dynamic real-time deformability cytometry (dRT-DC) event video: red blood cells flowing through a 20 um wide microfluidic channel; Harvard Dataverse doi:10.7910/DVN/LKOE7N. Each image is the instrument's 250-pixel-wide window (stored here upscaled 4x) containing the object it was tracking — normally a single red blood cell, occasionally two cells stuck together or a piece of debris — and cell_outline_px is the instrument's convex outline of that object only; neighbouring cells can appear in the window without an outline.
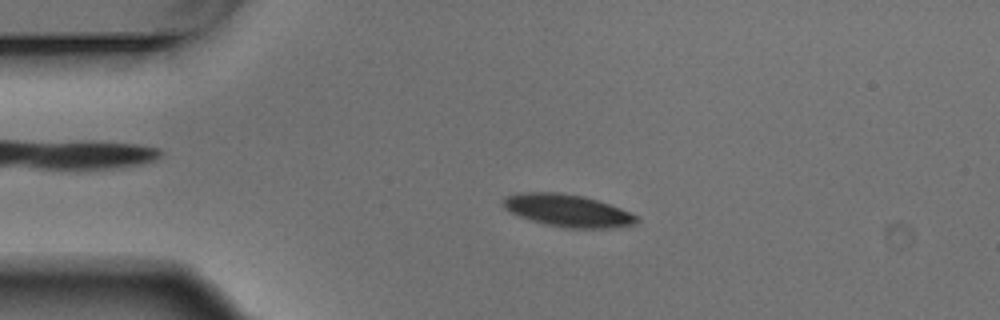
{"species": "Egyptian fruit bat (a non-hibernating species)", "species_latin": "Rousettus aegyptiacus", "temperature_condition": "warm", "stored_images_in_passage": 4, "camera_frame_rate_fps": 3000, "um_per_image_px": 0.085, "animal": {"sex": "male"}, "frame": {"image": 1, "passage_image": 3, "time_ms": 0.667, "image_size_px": [1000, 320], "cell_outline_px": [[640, 220], [636, 224], [608, 228], [568, 228], [548, 224], [532, 220], [520, 216], [504, 208], [500, 204], [500, 200], [504, 196], [520, 192], [556, 192], [584, 196], [620, 208], [636, 216]], "centroid_in_image_um": [48.2, 17.88], "position_along_channel_um": 36.8, "area_um2": 25.03}}